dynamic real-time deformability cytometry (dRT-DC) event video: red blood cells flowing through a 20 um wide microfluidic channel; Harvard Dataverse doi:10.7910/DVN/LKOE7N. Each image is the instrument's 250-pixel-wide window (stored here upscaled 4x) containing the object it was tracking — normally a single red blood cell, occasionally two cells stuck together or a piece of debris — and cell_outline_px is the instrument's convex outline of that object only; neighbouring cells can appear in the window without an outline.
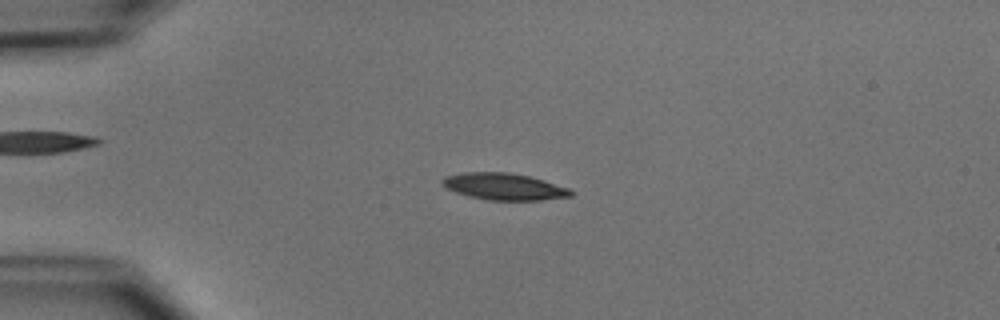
{"species": "common noctule bat (a hibernating species)", "species_latin": "Nyctalus noctula", "temperature_condition": "cold", "stored_images_in_passage": 51, "camera_frame_rate_fps": 3000, "um_per_image_px": 0.085, "animal": {"sex": "male", "body_mass_g": 15.6}, "frame": {"image": 1, "passage_image": 12, "time_ms": 3.667, "image_size_px": [1000, 320], "cell_outline_px": [[572, 196], [540, 200], [488, 200], [468, 196], [456, 192], [440, 184], [440, 180], [444, 176], [460, 172], [508, 172], [528, 176], [544, 180], [568, 188], [572, 192]], "centroid_in_image_um": [42.78, 15.85], "position_along_channel_um": 42.2, "area_um2": 20.06}}
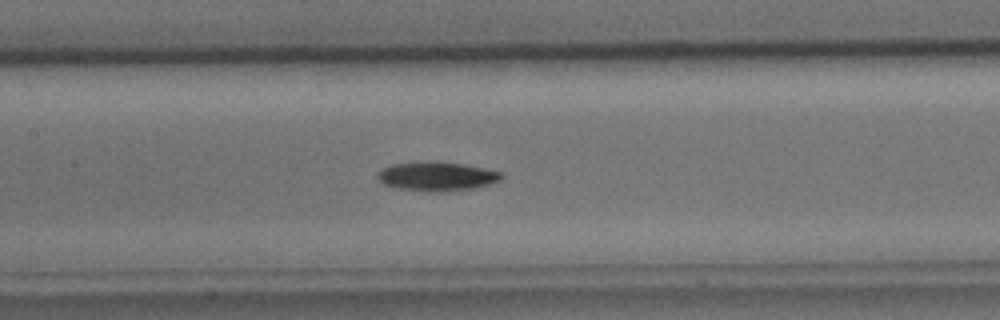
{"frame": {"image": 2, "passage_image": 24, "time_ms": 7.667, "image_size_px": [1000, 320], "cell_outline_px": [[504, 176], [500, 180], [488, 184], [472, 188], [444, 192], [428, 192], [392, 188], [384, 184], [376, 176], [384, 168], [392, 164], [428, 160], [464, 164], [504, 172]], "centroid_in_image_um": [37.13, 14.99], "position_along_channel_um": 170.3, "area_um2": 21.27}}
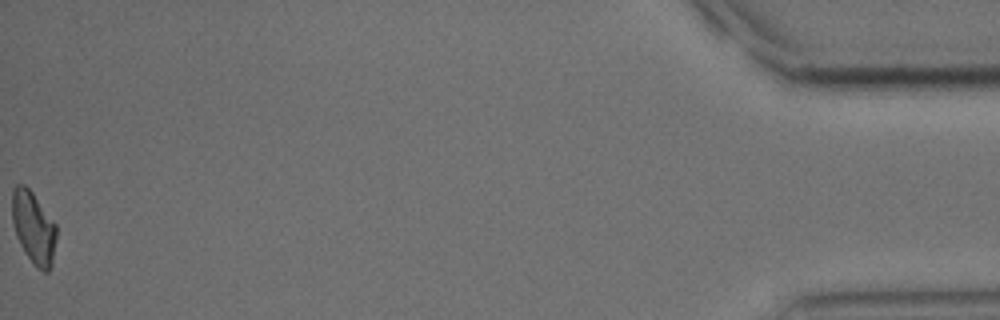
{"frame": {"image": 3, "passage_image": 51, "time_ms": 16.667, "image_size_px": [1000, 320], "cell_outline_px": [[56, 236], [52, 264], [48, 272], [44, 272], [36, 268], [24, 252], [16, 236], [12, 220], [12, 192], [16, 184], [24, 184], [32, 192], [56, 224]], "centroid_in_image_um": [2.84, 19.36], "position_along_channel_um": 432.4, "area_um2": 18.67}, "authors_computed_cell_mechanics": {"area_um2": 19.3052, "velocity_mm_per_s": 3.9312, "shape_relaxation_time_tau1_ms": 3.6454, "shape_relaxation_time_tau2_ms": null, "deformation_change_tau1": 0.1325, "deformation_change_tau2": null}}